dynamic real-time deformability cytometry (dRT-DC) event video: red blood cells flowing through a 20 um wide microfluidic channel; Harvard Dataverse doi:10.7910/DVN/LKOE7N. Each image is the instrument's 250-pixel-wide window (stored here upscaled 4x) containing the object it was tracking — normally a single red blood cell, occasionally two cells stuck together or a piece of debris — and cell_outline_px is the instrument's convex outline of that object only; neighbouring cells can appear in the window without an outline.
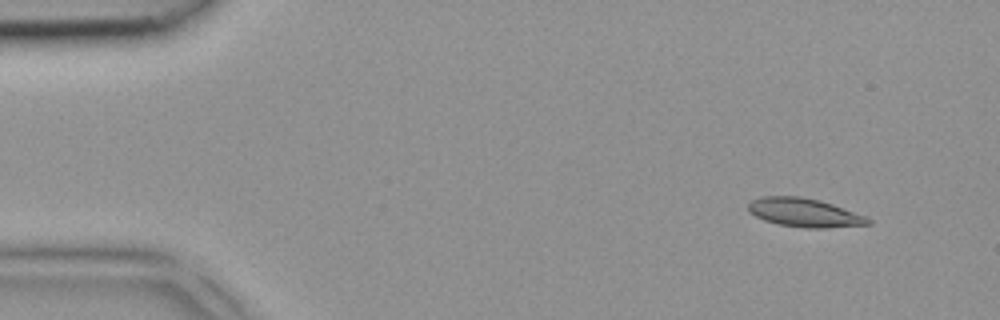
{"species": "common noctule bat (a hibernating species)", "species_latin": "Nyctalus noctula", "temperature_condition": "room temperature", "stored_images_in_passage": 4, "camera_frame_rate_fps": 3000, "um_per_image_px": 0.085, "animal": {"sex": "female", "body_mass_g": 18.4}, "frame": {"image": 1, "passage_image": 1, "time_ms": 0.0, "image_size_px": [1000, 320], "cell_outline_px": [[872, 224], [828, 228], [808, 228], [780, 224], [764, 220], [748, 212], [748, 204], [752, 200], [764, 196], [800, 196], [820, 200], [832, 204], [864, 216], [872, 220]], "centroid_in_image_um": [68.37, 18.07], "position_along_channel_um": 16.6, "area_um2": 19.88}}